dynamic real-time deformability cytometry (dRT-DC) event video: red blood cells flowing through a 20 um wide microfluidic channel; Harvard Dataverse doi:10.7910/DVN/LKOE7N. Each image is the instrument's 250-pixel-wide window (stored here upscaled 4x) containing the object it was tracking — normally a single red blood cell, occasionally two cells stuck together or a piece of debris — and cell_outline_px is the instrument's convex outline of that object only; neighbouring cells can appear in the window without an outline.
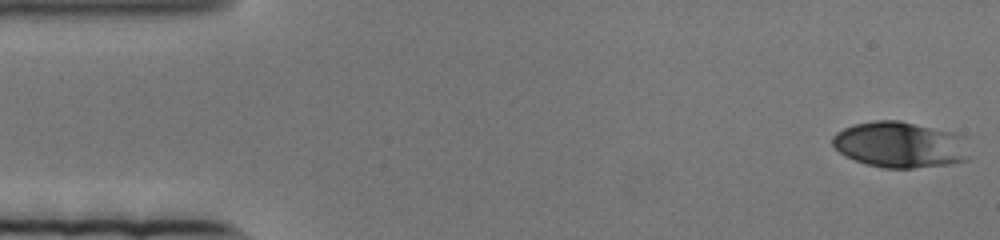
{"species": "human", "species_latin": "Homo sapiens", "temperature_condition": "cold", "stored_images_in_passage": 83, "camera_frame_rate_fps": 3000, "um_per_image_px": 0.085, "donor": {"sex": "female"}, "frame": {"image": 1, "passage_image": 1, "time_ms": 0.0, "image_size_px": [1000, 240], "cell_outline_px": [[968, 160], [952, 164], [912, 168], [884, 168], [868, 164], [844, 156], [832, 144], [832, 136], [836, 132], [852, 124], [876, 120], [900, 120], [952, 132], [964, 136], [968, 156]], "centroid_in_image_um": [76.5, 12.29], "position_along_channel_um": 8.5, "area_um2": 36.82}}
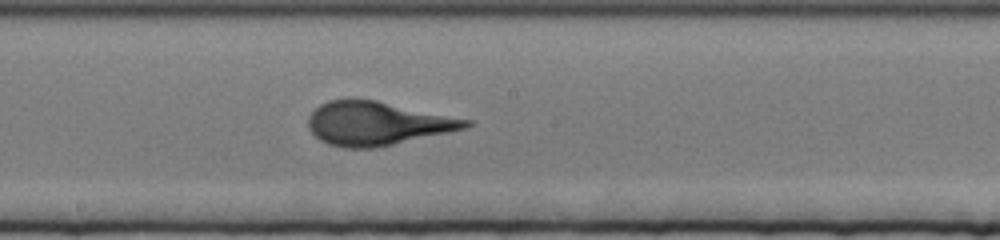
{"frame": {"image": 2, "passage_image": 43, "time_ms": 14.0, "image_size_px": [1000, 240], "cell_outline_px": [[472, 124], [468, 128], [376, 148], [344, 148], [328, 144], [320, 140], [308, 128], [308, 116], [320, 104], [328, 100], [376, 100], [472, 120]], "centroid_in_image_um": [32.07, 10.5], "position_along_channel_um": 216.1, "area_um2": 39.88}}
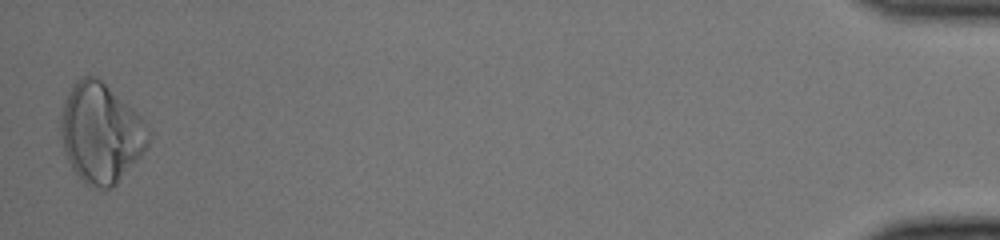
{"frame": {"image": 3, "passage_image": 82, "time_ms": 27.0, "image_size_px": [1000, 240], "cell_outline_px": [[152, 136], [144, 152], [116, 184], [112, 188], [92, 188], [72, 168], [64, 152], [60, 136], [60, 120], [64, 100], [76, 80], [84, 76], [96, 76], [132, 108], [148, 124], [152, 132]], "centroid_in_image_um": [8.58, 11.31], "position_along_channel_um": 426.6, "area_um2": 50.86}}